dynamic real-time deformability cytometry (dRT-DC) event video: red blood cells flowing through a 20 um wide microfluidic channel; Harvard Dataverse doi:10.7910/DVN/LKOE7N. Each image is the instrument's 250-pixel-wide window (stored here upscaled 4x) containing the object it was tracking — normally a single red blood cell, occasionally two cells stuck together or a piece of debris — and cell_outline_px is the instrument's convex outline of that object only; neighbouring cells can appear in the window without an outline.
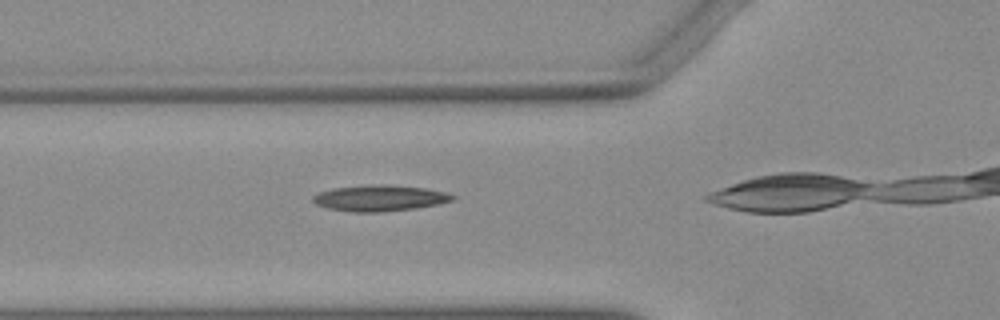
{"species": "Egyptian fruit bat (a non-hibernating species)", "species_latin": "Rousettus aegyptiacus", "temperature_condition": "warm", "stored_images_in_passage": 32, "camera_frame_rate_fps": 3000, "um_per_image_px": 0.085, "animal": {"sex": "female"}, "frame": {"image": 1, "passage_image": 10, "time_ms": 3.0, "image_size_px": [1000, 320], "cell_outline_px": [[456, 200], [416, 208], [380, 212], [348, 212], [328, 208], [316, 204], [312, 200], [312, 196], [320, 192], [332, 188], [368, 184], [384, 184], [424, 188], [444, 192], [456, 196]], "centroid_in_image_um": [32.25, 16.83], "position_along_channel_um": 93.6, "area_um2": 21.27}}
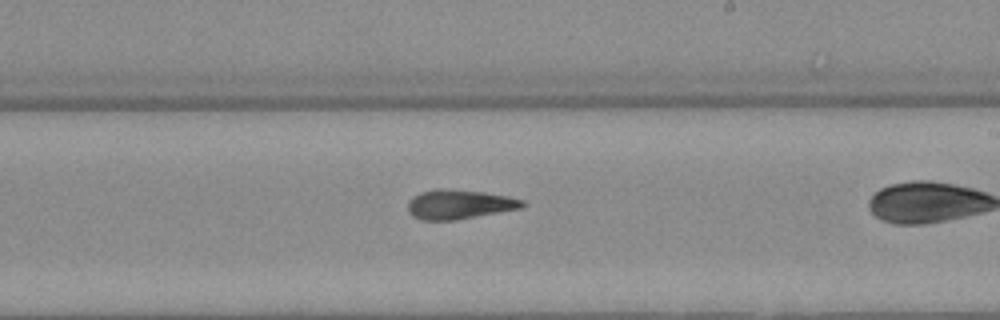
{"frame": {"image": 2, "passage_image": 22, "time_ms": 7.0, "image_size_px": [1000, 320], "cell_outline_px": [[524, 204], [520, 208], [452, 220], [424, 220], [412, 216], [408, 212], [408, 204], [420, 192], [440, 188], [484, 192], [508, 196], [524, 200]], "centroid_in_image_um": [39.02, 17.36], "position_along_channel_um": 250.0, "area_um2": 19.13}}
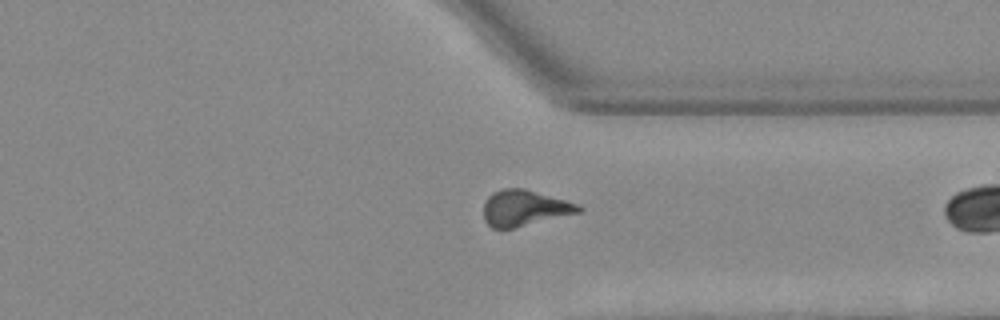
{"frame": {"image": 3, "passage_image": 31, "time_ms": 10.0, "image_size_px": [1000, 320], "cell_outline_px": [[584, 208], [580, 212], [516, 228], [492, 228], [484, 220], [484, 204], [488, 196], [492, 192], [504, 188], [524, 188], [580, 204]], "centroid_in_image_um": [44.59, 17.68], "position_along_channel_um": 366.8, "area_um2": 20.0}}